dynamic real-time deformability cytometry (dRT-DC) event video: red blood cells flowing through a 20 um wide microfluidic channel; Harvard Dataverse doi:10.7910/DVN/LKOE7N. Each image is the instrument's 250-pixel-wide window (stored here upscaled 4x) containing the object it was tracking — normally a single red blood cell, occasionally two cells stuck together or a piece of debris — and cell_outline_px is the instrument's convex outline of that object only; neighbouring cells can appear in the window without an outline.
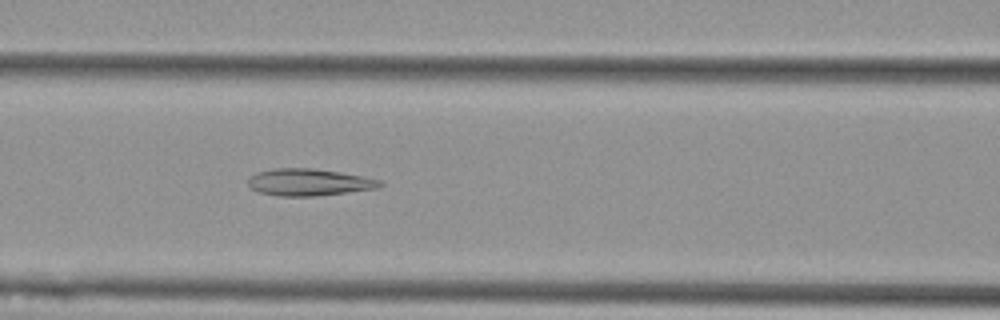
{"species": "Egyptian fruit bat (a non-hibernating species)", "species_latin": "Rousettus aegyptiacus", "temperature_condition": "cold", "stored_images_in_passage": 45, "camera_frame_rate_fps": 3000, "um_per_image_px": 0.085, "animal": {"sex": "female"}, "frame": {"image": 1, "passage_image": 14, "time_ms": 4.333, "image_size_px": [1000, 320], "cell_outline_px": [[384, 184], [380, 188], [312, 196], [280, 196], [260, 192], [252, 188], [248, 184], [248, 176], [256, 172], [272, 168], [316, 168], [340, 172], [380, 180]], "centroid_in_image_um": [26.23, 15.48], "position_along_channel_um": 140.4, "area_um2": 20.69}}
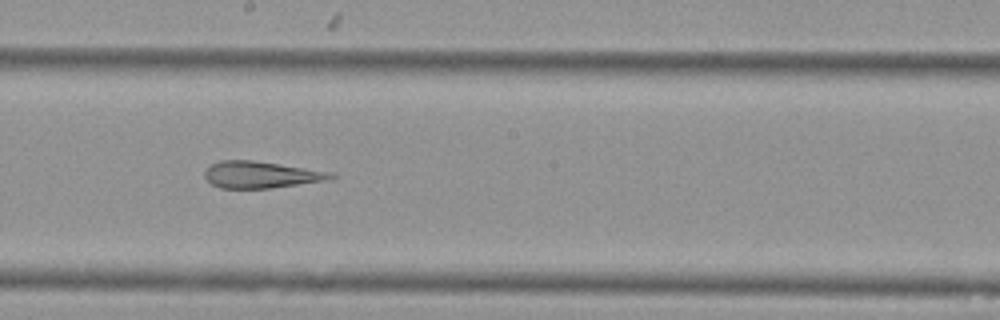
{"frame": {"image": 2, "passage_image": 21, "time_ms": 6.667, "image_size_px": [1000, 320], "cell_outline_px": [[336, 176], [332, 180], [268, 188], [220, 188], [212, 184], [204, 176], [204, 172], [212, 164], [220, 160], [252, 160], [336, 172]], "centroid_in_image_um": [22.26, 14.85], "position_along_channel_um": 225.9, "area_um2": 19.77}}
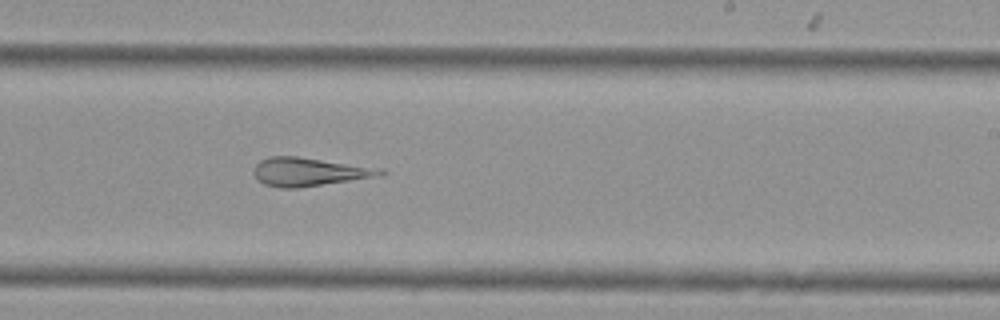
{"frame": {"image": 3, "passage_image": 24, "time_ms": 7.667, "image_size_px": [1000, 320], "cell_outline_px": [[388, 172], [384, 176], [296, 188], [280, 188], [264, 184], [256, 180], [252, 172], [256, 164], [260, 160], [268, 156], [296, 156], [384, 168]], "centroid_in_image_um": [26.32, 14.6], "position_along_channel_um": 262.7, "area_um2": 21.44}, "authors_computed_cell_mechanics": {"area_um2": 22.7154, "velocity_mm_per_s": 3.6994, "shape_relaxation_time_tau1_ms": null, "shape_relaxation_time_tau2_ms": 1.9569, "deformation_change_tau1": null, "deformation_change_tau2": 0.1296}}